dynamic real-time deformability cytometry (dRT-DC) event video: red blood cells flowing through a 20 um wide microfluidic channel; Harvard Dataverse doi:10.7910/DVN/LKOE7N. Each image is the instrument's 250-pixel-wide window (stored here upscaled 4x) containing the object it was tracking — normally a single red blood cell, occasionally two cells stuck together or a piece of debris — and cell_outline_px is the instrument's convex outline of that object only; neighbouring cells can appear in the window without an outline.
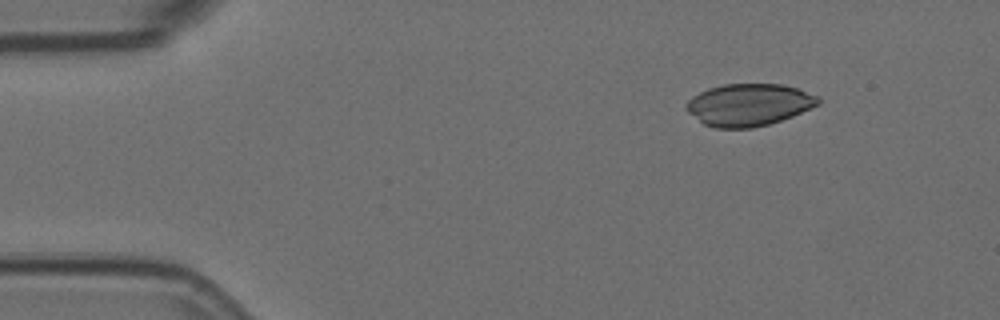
{"species": "Egyptian fruit bat (a non-hibernating species)", "species_latin": "Rousettus aegyptiacus", "temperature_condition": "room temperature", "stored_images_in_passage": 4, "camera_frame_rate_fps": 3000, "um_per_image_px": 0.085, "animal": {"sex": "female"}, "frame": {"image": 1, "passage_image": 2, "time_ms": 0.333, "image_size_px": [1000, 320], "cell_outline_px": [[820, 104], [792, 116], [768, 124], [752, 128], [716, 128], [704, 124], [688, 112], [684, 108], [684, 104], [692, 96], [708, 88], [724, 84], [780, 84], [796, 88], [820, 96]], "centroid_in_image_um": [63.63, 8.9], "position_along_channel_um": 21.4, "area_um2": 32.43}}